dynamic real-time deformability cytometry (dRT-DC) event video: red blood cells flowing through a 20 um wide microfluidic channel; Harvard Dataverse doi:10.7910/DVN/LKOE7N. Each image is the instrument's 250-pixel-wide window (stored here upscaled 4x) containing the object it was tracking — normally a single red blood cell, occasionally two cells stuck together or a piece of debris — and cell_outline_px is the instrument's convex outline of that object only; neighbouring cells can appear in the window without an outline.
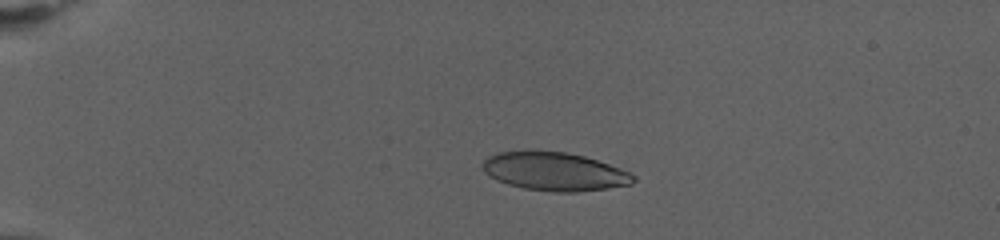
{"species": "human", "species_latin": "Homo sapiens", "temperature_condition": "warm", "stored_images_in_passage": 74, "camera_frame_rate_fps": 3000, "um_per_image_px": 0.085, "donor": {"sex": "female"}, "frame": {"image": 1, "passage_image": 18, "time_ms": 5.667, "image_size_px": [1000, 240], "cell_outline_px": [[636, 180], [632, 184], [608, 188], [576, 192], [552, 192], [524, 188], [508, 184], [496, 180], [484, 172], [484, 160], [488, 156], [500, 152], [568, 152], [584, 156], [620, 168], [636, 176]], "centroid_in_image_um": [47.17, 14.6], "position_along_channel_um": 37.8, "area_um2": 33.29}}
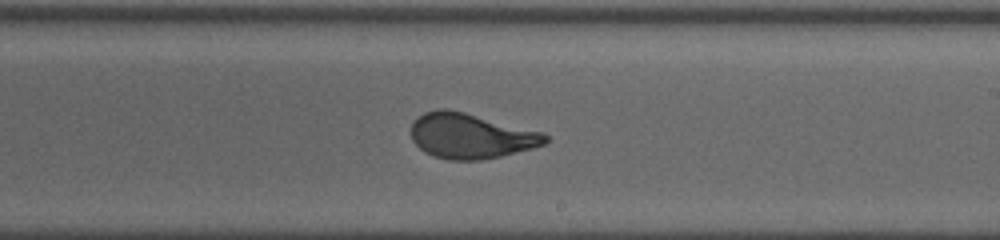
{"frame": {"image": 2, "passage_image": 47, "time_ms": 15.333, "image_size_px": [1000, 240], "cell_outline_px": [[548, 140], [544, 144], [532, 148], [500, 156], [480, 160], [448, 160], [432, 156], [424, 152], [412, 140], [412, 120], [424, 112], [440, 108], [448, 108], [544, 132], [548, 136]], "centroid_in_image_um": [39.99, 11.55], "position_along_channel_um": 249.0, "area_um2": 35.43}}
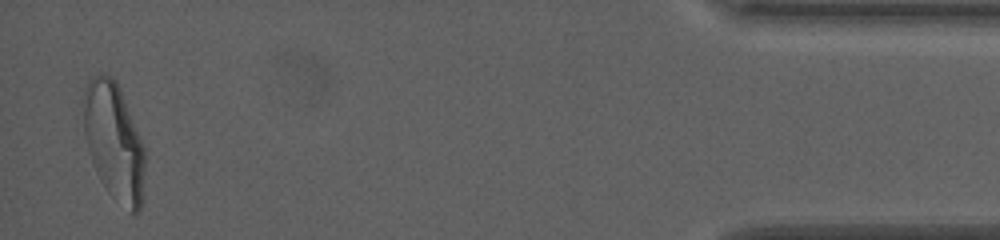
{"frame": {"image": 3, "passage_image": 73, "time_ms": 24.0, "image_size_px": [1000, 240], "cell_outline_px": [[144, 172], [140, 208], [136, 212], [132, 212], [112, 196], [108, 192], [100, 180], [88, 152], [84, 132], [80, 100], [84, 88], [88, 80], [92, 76], [104, 72], [112, 76], [116, 80], [120, 88], [144, 148]], "centroid_in_image_um": [9.62, 11.92], "position_along_channel_um": 425.6, "area_um2": 42.14}, "authors_computed_cell_mechanics": {"area_um2": 35.1713, "velocity_mm_per_s": 2.8509, "shape_relaxation_time_tau1_ms": 7.3201, "shape_relaxation_time_tau2_ms": null, "deformation_change_tau1": 0.2406, "deformation_change_tau2": null}}